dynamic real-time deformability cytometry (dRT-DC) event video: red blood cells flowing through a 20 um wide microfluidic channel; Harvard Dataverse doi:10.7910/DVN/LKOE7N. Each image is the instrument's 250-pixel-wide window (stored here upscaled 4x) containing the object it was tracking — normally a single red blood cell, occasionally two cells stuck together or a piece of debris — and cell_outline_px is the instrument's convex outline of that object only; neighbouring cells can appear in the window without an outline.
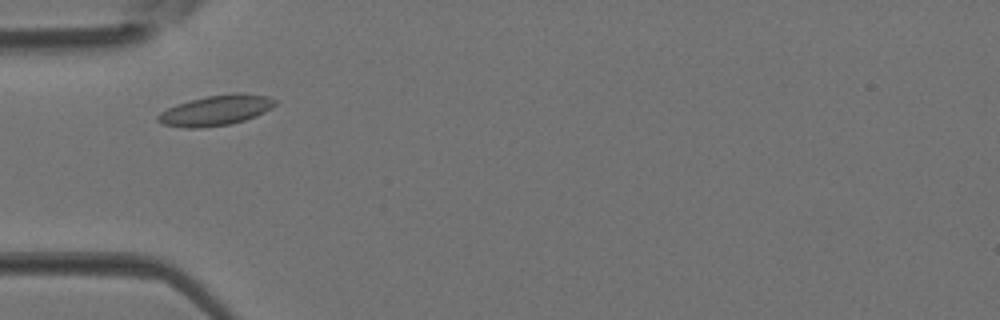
{"species": "Egyptian fruit bat (a non-hibernating species)", "species_latin": "Rousettus aegyptiacus", "temperature_condition": "room temperature", "stored_images_in_passage": 3, "camera_frame_rate_fps": 3000, "um_per_image_px": 0.085, "animal": {"sex": "female"}, "frame": {"image": 1, "passage_image": 2, "time_ms": 0.333, "image_size_px": [1000, 320], "cell_outline_px": [[280, 100], [272, 108], [256, 116], [244, 120], [228, 124], [200, 128], [184, 128], [164, 124], [156, 120], [156, 116], [160, 112], [176, 104], [208, 96], [236, 92], [244, 92], [268, 96]], "centroid_in_image_um": [18.39, 9.36], "position_along_channel_um": 66.6, "area_um2": 20.81}}
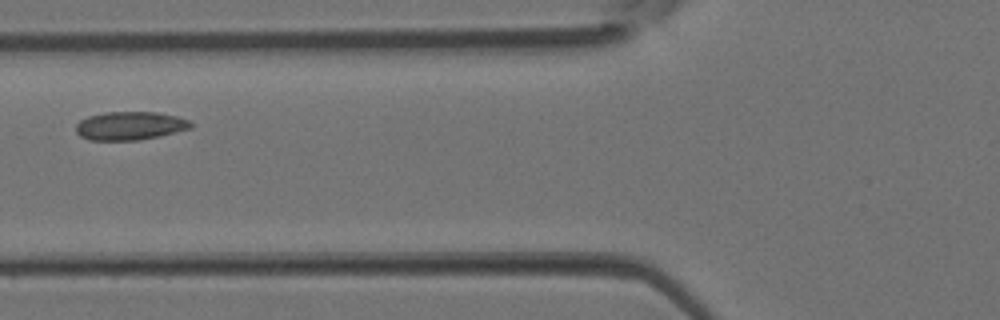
{"frame": {"image": 2, "passage_image": 3, "time_ms": 0.667, "image_size_px": [1000, 320], "cell_outline_px": [[192, 128], [160, 136], [140, 140], [88, 140], [80, 136], [76, 132], [76, 124], [80, 120], [88, 116], [104, 112], [156, 112], [176, 116], [188, 120], [192, 124]], "centroid_in_image_um": [11.03, 10.69], "position_along_channel_um": 114.8, "area_um2": 19.07}}